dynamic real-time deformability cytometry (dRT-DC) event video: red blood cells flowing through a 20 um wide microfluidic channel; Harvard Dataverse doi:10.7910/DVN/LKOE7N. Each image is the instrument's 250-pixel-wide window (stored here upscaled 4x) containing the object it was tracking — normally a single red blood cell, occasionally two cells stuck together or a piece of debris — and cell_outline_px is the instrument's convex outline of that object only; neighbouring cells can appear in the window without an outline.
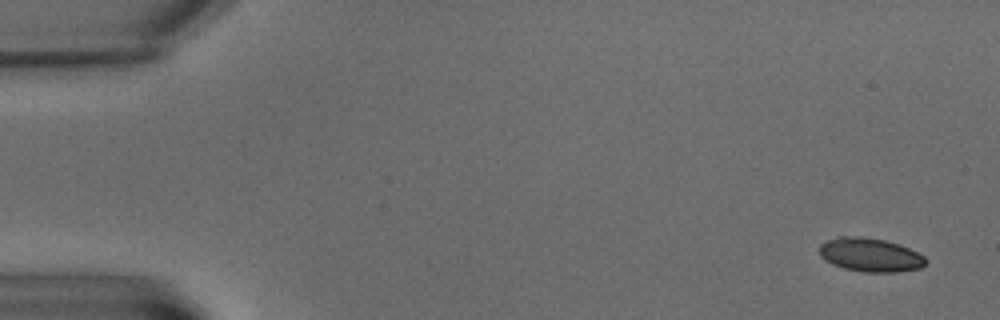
{"species": "common noctule bat (a hibernating species)", "species_latin": "Nyctalus noctula", "temperature_condition": "warm", "stored_images_in_passage": 5, "camera_frame_rate_fps": 3000, "um_per_image_px": 0.085, "animal": {"sex": "male", "body_mass_g": 15.6}, "frame": {"image": 1, "passage_image": 1, "time_ms": 0.0, "image_size_px": [1000, 320], "cell_outline_px": [[928, 260], [920, 268], [896, 272], [864, 272], [844, 268], [832, 264], [824, 260], [820, 256], [820, 244], [836, 236], [864, 236], [884, 240], [900, 244], [924, 256]], "centroid_in_image_um": [73.95, 21.65], "position_along_channel_um": 11.1, "area_um2": 20.98}}
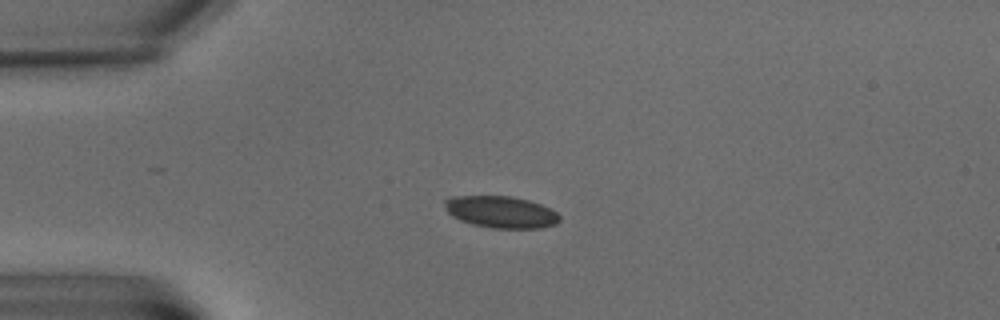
{"frame": {"image": 2, "passage_image": 5, "time_ms": 5.0, "image_size_px": [1000, 320], "cell_outline_px": [[560, 220], [556, 224], [540, 228], [492, 228], [472, 224], [460, 220], [452, 216], [444, 208], [444, 200], [448, 196], [512, 196], [528, 200], [540, 204], [556, 212], [560, 216]], "centroid_in_image_um": [42.55, 18.01], "position_along_channel_um": 42.5, "area_um2": 21.39}}